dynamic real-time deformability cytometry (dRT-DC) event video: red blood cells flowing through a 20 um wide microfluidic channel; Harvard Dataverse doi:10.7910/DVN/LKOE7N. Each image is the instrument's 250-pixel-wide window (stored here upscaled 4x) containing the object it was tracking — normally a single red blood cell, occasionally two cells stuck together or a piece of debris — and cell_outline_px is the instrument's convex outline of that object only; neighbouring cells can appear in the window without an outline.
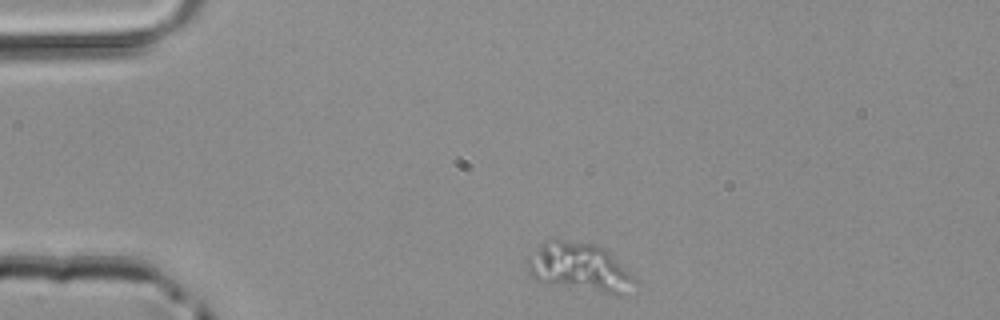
{"species": "common noctule bat (a hibernating species)", "species_latin": "Nyctalus noctula", "temperature_condition": "room temperature", "stored_images_in_passage": 40, "camera_frame_rate_fps": 3000, "um_per_image_px": 0.085, "animal": {"sex": "male", "body_mass_g": 20.4}, "frame": {"image": 1, "passage_image": 1, "time_ms": 0.0, "image_size_px": [1000, 320], "cell_outline_px": [[636, 284], [628, 296], [616, 296], [552, 284], [536, 280], [528, 272], [524, 260], [544, 240], [552, 236], [592, 244], [604, 248], [636, 280]], "centroid_in_image_um": [49.22, 22.72], "position_along_channel_um": 35.8, "area_um2": 31.15}}
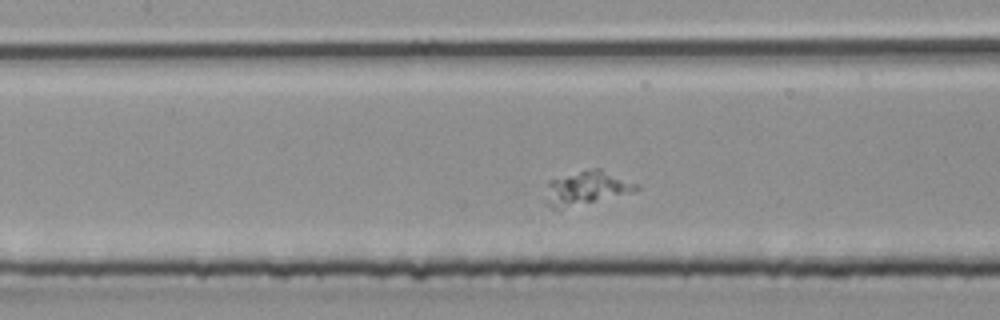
{"frame": {"image": 2, "passage_image": 13, "time_ms": 4.0, "image_size_px": [1000, 320], "cell_outline_px": [[640, 188], [632, 192], [556, 208], [552, 208], [544, 204], [544, 200], [548, 180], [592, 168], [600, 168], [640, 184]], "centroid_in_image_um": [49.83, 15.94], "position_along_channel_um": 157.6, "area_um2": 17.34}}
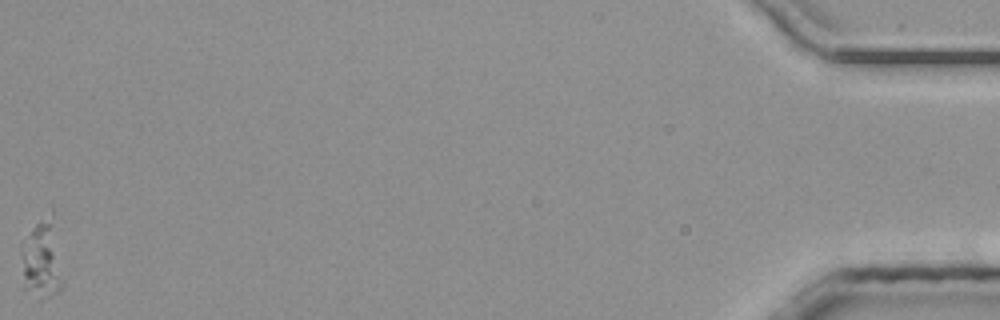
{"frame": {"image": 3, "passage_image": 40, "time_ms": 13.0, "image_size_px": [1000, 320], "cell_outline_px": [[60, 288], [56, 292], [24, 292], [20, 256], [20, 240], [52, 208], [60, 284]], "centroid_in_image_um": [3.42, 21.89], "position_along_channel_um": 431.8, "area_um2": 17.8}}